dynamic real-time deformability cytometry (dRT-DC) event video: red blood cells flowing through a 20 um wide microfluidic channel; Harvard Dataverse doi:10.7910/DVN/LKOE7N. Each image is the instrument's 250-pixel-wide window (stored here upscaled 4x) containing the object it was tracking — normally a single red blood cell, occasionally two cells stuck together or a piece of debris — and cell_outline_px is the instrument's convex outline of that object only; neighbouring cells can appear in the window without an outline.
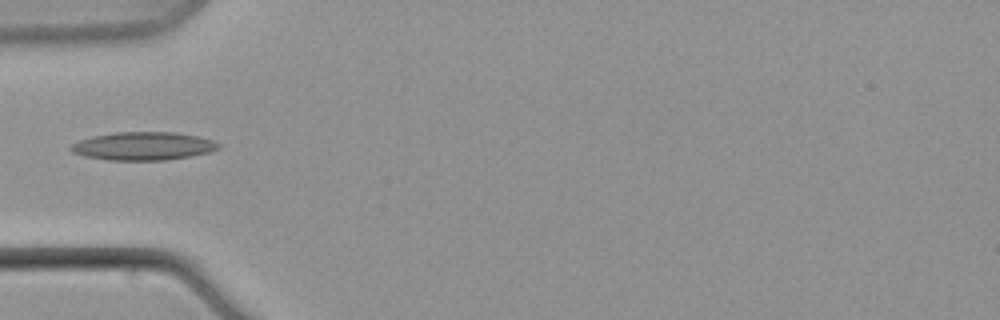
{"species": "common noctule bat (a hibernating species)", "species_latin": "Nyctalus noctula", "temperature_condition": "warm", "stored_images_in_passage": 8, "camera_frame_rate_fps": 3000, "um_per_image_px": 0.085, "animal": {"sex": "male", "body_mass_g": 21.5, "forearm_length_mm": 52.0}, "frame": {"image": 1, "passage_image": 7, "time_ms": 7.333, "image_size_px": [1000, 320], "cell_outline_px": [[220, 148], [208, 152], [188, 156], [164, 160], [108, 160], [84, 156], [72, 152], [68, 148], [72, 144], [80, 140], [92, 136], [116, 132], [176, 132], [196, 136], [212, 140], [220, 144]], "centroid_in_image_um": [12.14, 12.41], "position_along_channel_um": 72.9, "area_um2": 24.1}}